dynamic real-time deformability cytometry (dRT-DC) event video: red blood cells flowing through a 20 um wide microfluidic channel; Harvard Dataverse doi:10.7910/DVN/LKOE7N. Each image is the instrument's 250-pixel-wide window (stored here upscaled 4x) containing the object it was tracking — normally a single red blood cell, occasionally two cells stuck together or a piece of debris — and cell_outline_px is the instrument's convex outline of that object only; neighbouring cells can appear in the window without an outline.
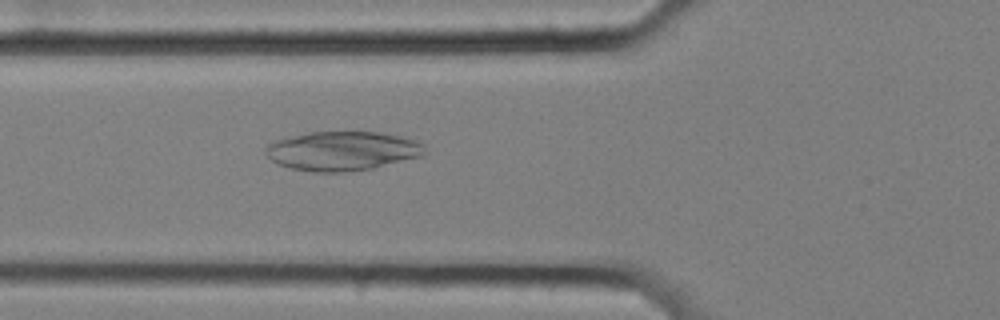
{"species": "common noctule bat (a hibernating species)", "species_latin": "Nyctalus noctula", "temperature_condition": "cold", "stored_images_in_passage": 48, "camera_frame_rate_fps": 3000, "um_per_image_px": 0.085, "animal": {"sex": "female", "body_mass_g": 25.1}, "frame": {"image": 1, "passage_image": 11, "time_ms": 3.333, "image_size_px": [1000, 320], "cell_outline_px": [[424, 156], [372, 168], [348, 172], [312, 172], [292, 168], [276, 164], [264, 152], [264, 148], [268, 144], [276, 140], [308, 132], [380, 132], [408, 136], [424, 144]], "centroid_in_image_um": [29.13, 12.83], "position_along_channel_um": 96.7, "area_um2": 36.7}}
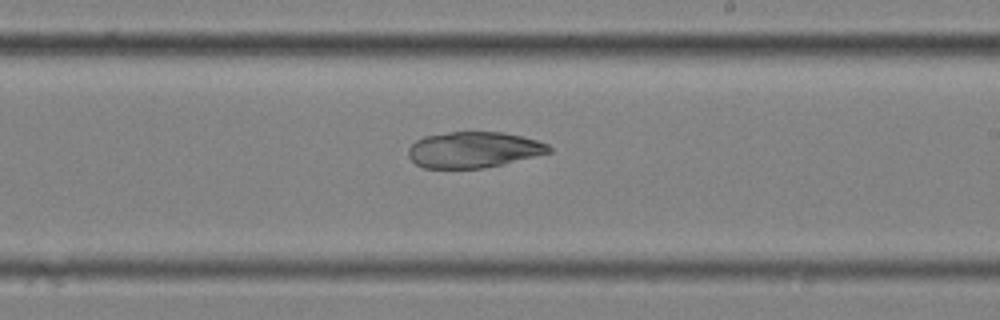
{"frame": {"image": 2, "passage_image": 24, "time_ms": 7.667, "image_size_px": [1000, 320], "cell_outline_px": [[552, 152], [484, 168], [424, 168], [416, 164], [408, 156], [408, 148], [416, 140], [424, 136], [448, 132], [504, 132], [524, 136], [548, 144], [552, 148]], "centroid_in_image_um": [40.25, 12.72], "position_along_channel_um": 248.7, "area_um2": 29.48}}
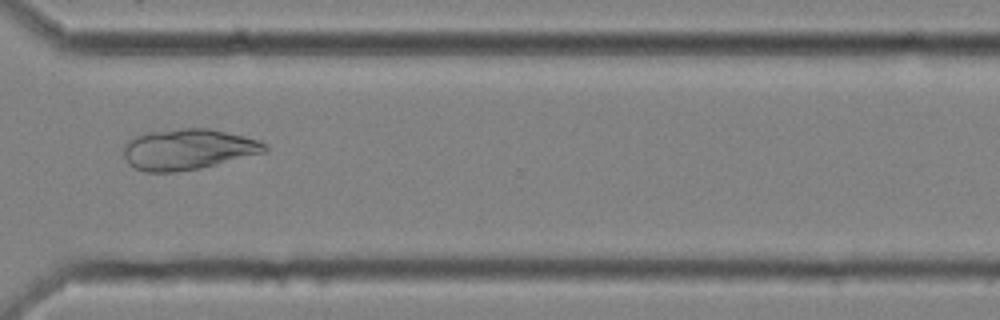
{"frame": {"image": 3, "passage_image": 33, "time_ms": 10.667, "image_size_px": [1000, 320], "cell_outline_px": [[268, 152], [200, 168], [176, 172], [144, 172], [128, 164], [124, 156], [124, 144], [128, 140], [136, 136], [148, 132], [180, 128], [208, 128], [260, 140], [268, 144]], "centroid_in_image_um": [16.0, 12.69], "position_along_channel_um": 354.6, "area_um2": 33.7}}